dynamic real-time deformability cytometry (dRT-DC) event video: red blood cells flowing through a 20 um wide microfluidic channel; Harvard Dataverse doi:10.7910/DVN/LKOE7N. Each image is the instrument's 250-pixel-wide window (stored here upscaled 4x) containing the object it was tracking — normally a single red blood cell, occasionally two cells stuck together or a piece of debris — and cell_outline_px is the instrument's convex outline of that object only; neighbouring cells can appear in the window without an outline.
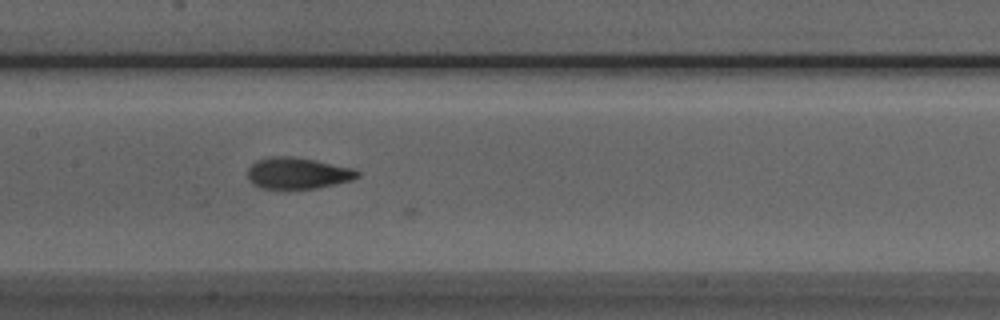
{"species": "Egyptian fruit bat (a non-hibernating species)", "species_latin": "Rousettus aegyptiacus", "temperature_condition": "room temperature", "stored_images_in_passage": 20, "camera_frame_rate_fps": 3000, "um_per_image_px": 0.085, "animal": {"sex": "male"}, "frame": {"image": 1, "passage_image": 10, "time_ms": 3.0, "image_size_px": [1000, 320], "cell_outline_px": [[360, 176], [352, 180], [316, 188], [260, 188], [252, 184], [248, 180], [248, 168], [256, 160], [268, 156], [292, 156], [316, 160], [352, 168], [360, 172]], "centroid_in_image_um": [25.28, 14.71], "position_along_channel_um": 182.1, "area_um2": 20.11}}
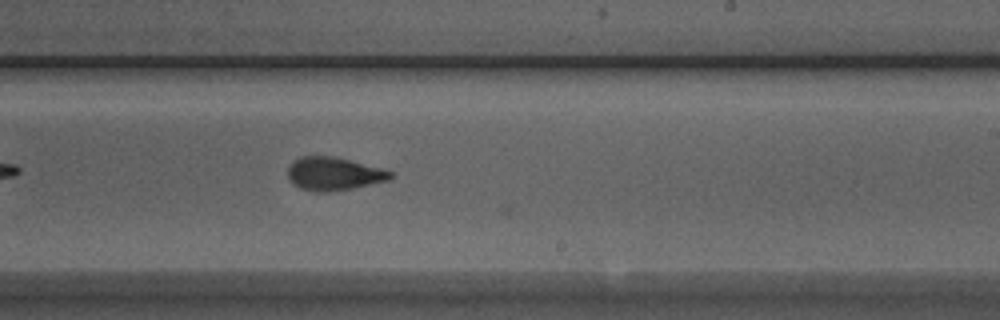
{"frame": {"image": 2, "passage_image": 16, "time_ms": 5.0, "image_size_px": [1000, 320], "cell_outline_px": [[392, 176], [388, 180], [352, 188], [328, 192], [316, 192], [300, 188], [292, 184], [288, 180], [288, 168], [292, 160], [300, 156], [336, 156], [380, 168], [392, 172]], "centroid_in_image_um": [28.3, 14.76], "position_along_channel_um": 260.7, "area_um2": 19.88}}
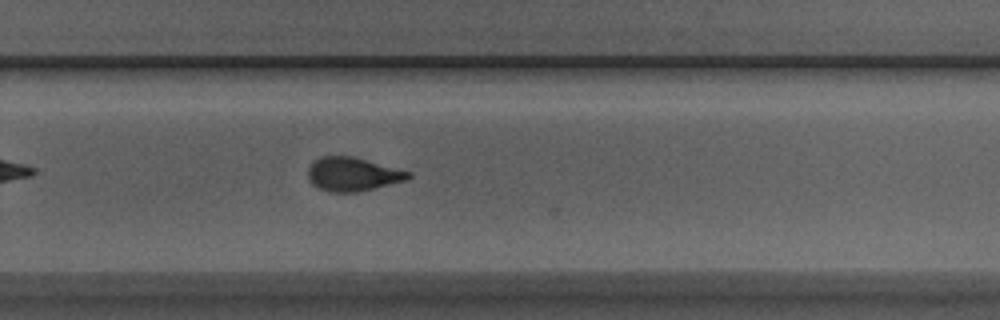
{"frame": {"image": 3, "passage_image": 19, "time_ms": 6.0, "image_size_px": [1000, 320], "cell_outline_px": [[412, 176], [408, 180], [356, 192], [328, 192], [312, 184], [308, 176], [308, 168], [320, 156], [352, 156], [412, 172]], "centroid_in_image_um": [30.0, 14.81], "position_along_channel_um": 299.8, "area_um2": 19.59}}